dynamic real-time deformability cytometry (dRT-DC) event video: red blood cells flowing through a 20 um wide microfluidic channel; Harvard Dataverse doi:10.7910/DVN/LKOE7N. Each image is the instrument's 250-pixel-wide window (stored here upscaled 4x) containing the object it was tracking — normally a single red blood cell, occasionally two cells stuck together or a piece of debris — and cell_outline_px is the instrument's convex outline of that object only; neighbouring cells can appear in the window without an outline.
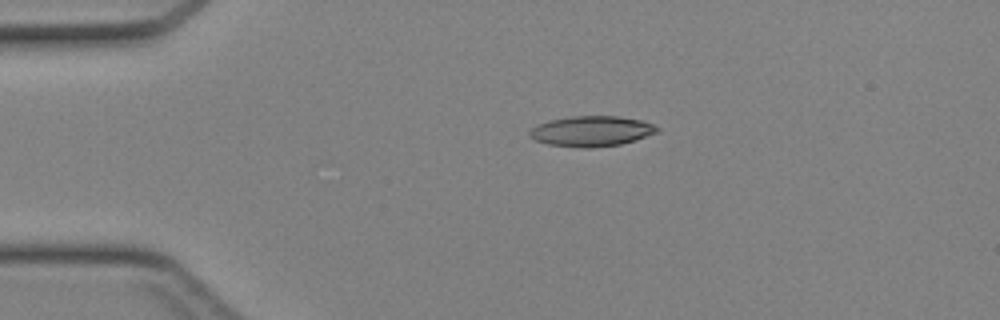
{"species": "Egyptian fruit bat (a non-hibernating species)", "species_latin": "Rousettus aegyptiacus", "temperature_condition": "cold", "stored_images_in_passage": 36, "camera_frame_rate_fps": 3000, "um_per_image_px": 0.085, "animal": {"sex": "female"}, "frame": {"image": 1, "passage_image": 1, "time_ms": 0.0, "image_size_px": [1000, 320], "cell_outline_px": [[660, 132], [636, 140], [620, 144], [592, 148], [584, 148], [548, 144], [536, 140], [528, 136], [528, 132], [536, 124], [548, 120], [572, 116], [616, 116], [640, 120], [652, 124], [660, 128]], "centroid_in_image_um": [50.27, 11.15], "position_along_channel_um": 34.7, "area_um2": 22.72}}
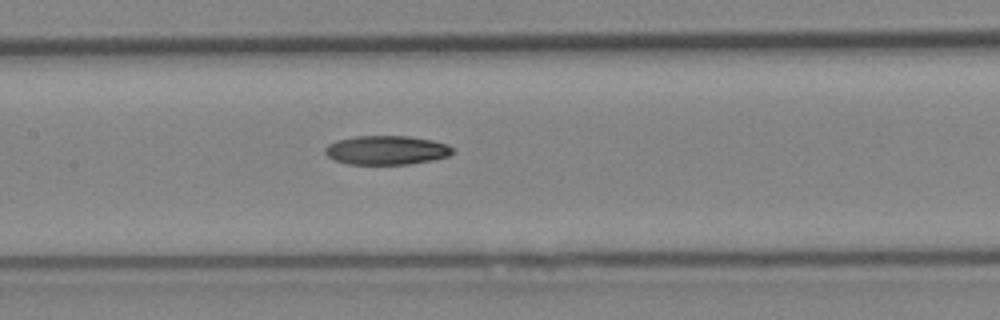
{"frame": {"image": 2, "passage_image": 13, "time_ms": 4.0, "image_size_px": [1000, 320], "cell_outline_px": [[452, 152], [448, 156], [432, 160], [408, 164], [348, 164], [332, 160], [324, 152], [324, 148], [328, 144], [336, 140], [356, 136], [408, 136], [432, 140], [448, 144], [452, 148]], "centroid_in_image_um": [32.81, 12.76], "position_along_channel_um": 174.6, "area_um2": 21.62}}
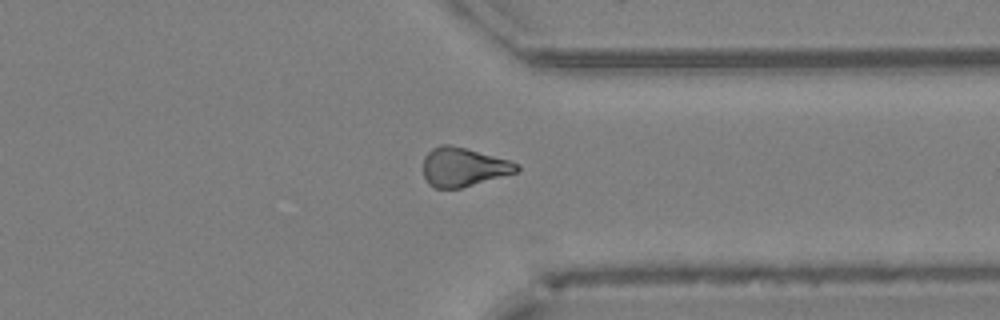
{"frame": {"image": 3, "passage_image": 26, "time_ms": 8.333, "image_size_px": [1000, 320], "cell_outline_px": [[520, 168], [516, 172], [460, 188], [436, 188], [428, 184], [424, 176], [424, 156], [432, 148], [440, 144], [452, 144], [508, 160], [520, 164]], "centroid_in_image_um": [39.36, 14.18], "position_along_channel_um": 372.0, "area_um2": 21.04}}